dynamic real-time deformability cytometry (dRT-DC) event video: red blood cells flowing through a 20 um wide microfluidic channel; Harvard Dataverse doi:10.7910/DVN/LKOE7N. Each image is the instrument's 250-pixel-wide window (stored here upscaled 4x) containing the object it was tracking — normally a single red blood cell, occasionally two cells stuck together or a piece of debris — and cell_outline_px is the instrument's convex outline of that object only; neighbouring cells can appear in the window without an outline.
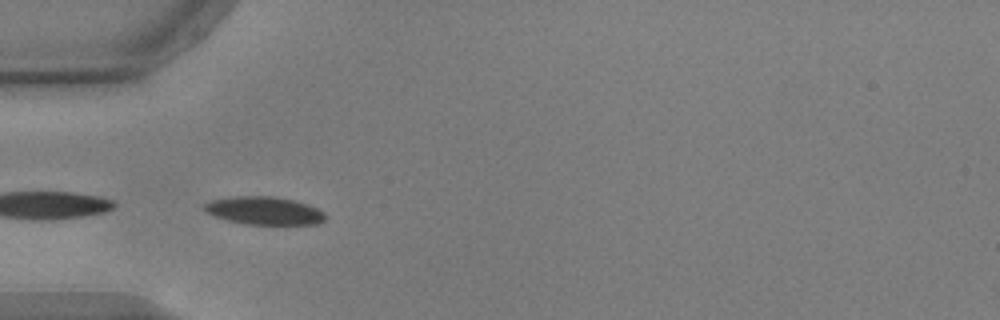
{"species": "common noctule bat (a hibernating species)", "species_latin": "Nyctalus noctula", "temperature_condition": "warm", "stored_images_in_passage": 18, "segment_of_instrument_passage": [2, 2], "camera_frame_rate_fps": 3000, "um_per_image_px": 0.085, "animal": {"sex": "male", "body_mass_g": 17.9, "forearm_length_mm": 54.2}, "frame": {"image": 1, "passage_image": 13, "time_ms": 4.0, "image_size_px": [1000, 320], "cell_outline_px": [[328, 216], [324, 220], [316, 224], [244, 224], [212, 216], [204, 212], [204, 204], [212, 200], [232, 196], [276, 196], [296, 200], [308, 204], [324, 212]], "centroid_in_image_um": [22.45, 17.9], "position_along_channel_um": 62.5, "area_um2": 19.94}}